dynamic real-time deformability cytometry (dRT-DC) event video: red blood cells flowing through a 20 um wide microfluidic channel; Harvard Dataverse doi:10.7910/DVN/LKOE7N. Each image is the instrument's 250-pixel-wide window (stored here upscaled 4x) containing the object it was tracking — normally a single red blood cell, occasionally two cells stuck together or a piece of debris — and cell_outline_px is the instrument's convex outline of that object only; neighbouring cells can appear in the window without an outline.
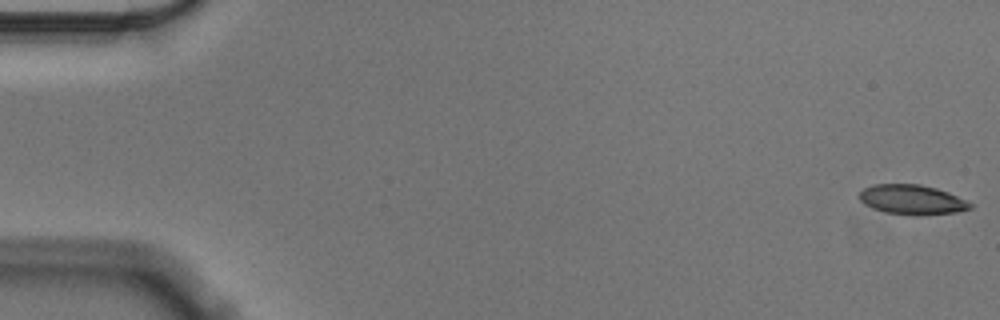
{"species": "Egyptian fruit bat (a non-hibernating species)", "species_latin": "Rousettus aegyptiacus", "temperature_condition": "cold", "stored_images_in_passage": 13, "camera_frame_rate_fps": 3000, "um_per_image_px": 0.085, "animal": {"sex": "male"}, "frame": {"image": 1, "passage_image": 1, "time_ms": 0.0, "image_size_px": [1000, 320], "cell_outline_px": [[972, 208], [956, 212], [912, 216], [884, 212], [872, 208], [864, 204], [860, 200], [860, 192], [864, 188], [876, 184], [920, 184], [936, 188], [948, 192], [972, 204]], "centroid_in_image_um": [77.5, 16.98], "position_along_channel_um": 7.5, "area_um2": 19.13}}